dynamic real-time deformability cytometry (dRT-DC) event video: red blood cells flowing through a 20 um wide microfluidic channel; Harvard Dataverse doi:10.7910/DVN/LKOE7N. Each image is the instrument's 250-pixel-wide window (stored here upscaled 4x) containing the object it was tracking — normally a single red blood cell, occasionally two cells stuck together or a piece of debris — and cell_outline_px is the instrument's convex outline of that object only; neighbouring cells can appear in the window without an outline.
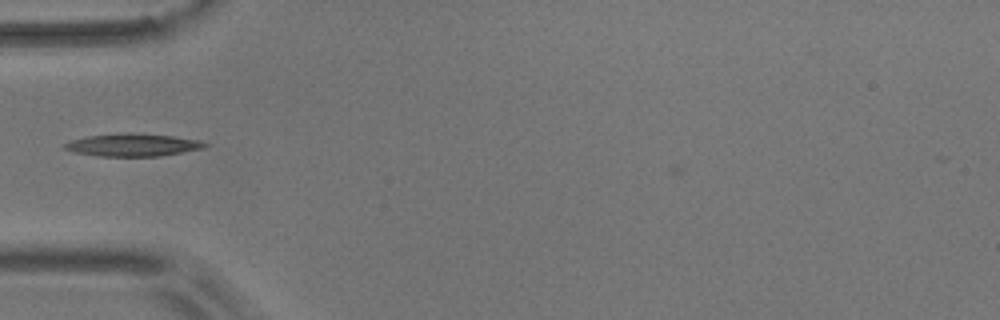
{"species": "common noctule bat (a hibernating species)", "species_latin": "Nyctalus noctula", "temperature_condition": "room temperature", "stored_images_in_passage": 39, "camera_frame_rate_fps": 3000, "um_per_image_px": 0.085, "animal": {"sex": "male", "body_mass_g": 17.9}, "frame": {"image": 1, "passage_image": 2, "time_ms": 0.333, "image_size_px": [1000, 320], "cell_outline_px": [[208, 144], [204, 148], [160, 156], [96, 156], [72, 152], [64, 148], [64, 144], [72, 140], [88, 136], [172, 136], [196, 140]], "centroid_in_image_um": [11.26, 12.38], "position_along_channel_um": 73.7, "area_um2": 17.11}}
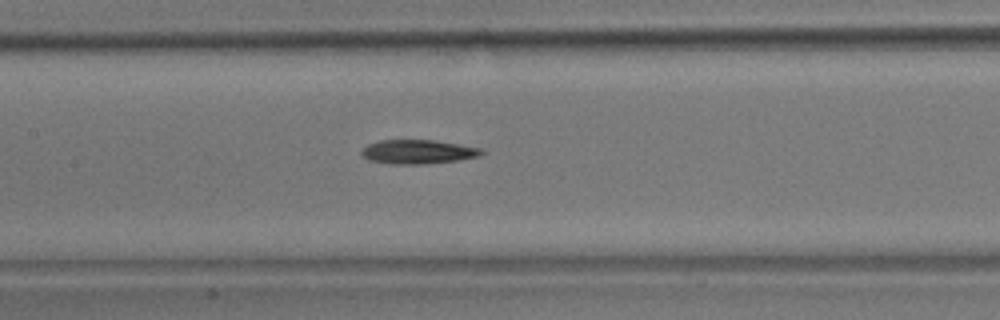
{"frame": {"image": 2, "passage_image": 10, "time_ms": 3.0, "image_size_px": [1000, 320], "cell_outline_px": [[484, 152], [480, 156], [456, 160], [420, 164], [388, 164], [368, 160], [360, 152], [368, 144], [380, 140], [432, 140], [480, 148]], "centroid_in_image_um": [35.47, 12.9], "position_along_channel_um": 171.9, "area_um2": 16.59}}
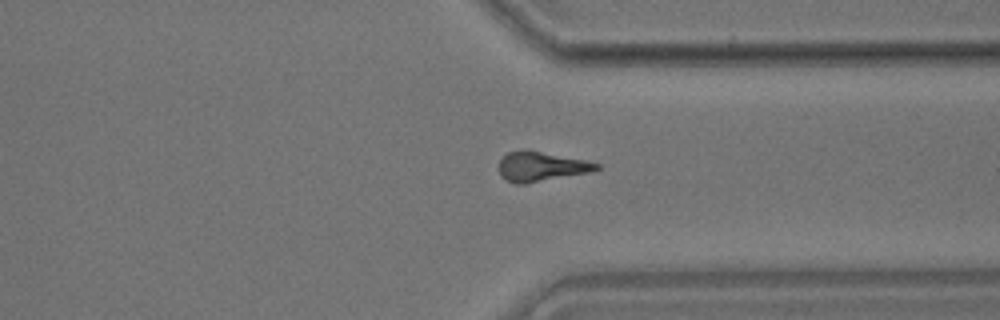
{"frame": {"image": 3, "passage_image": 26, "time_ms": 8.333, "image_size_px": [1000, 320], "cell_outline_px": [[600, 168], [588, 172], [524, 184], [516, 184], [504, 180], [500, 176], [500, 160], [508, 152], [540, 152], [584, 160], [600, 164]], "centroid_in_image_um": [45.97, 14.19], "position_along_channel_um": 365.4, "area_um2": 16.13}, "authors_computed_cell_mechanics": {"area_um2": 16.7042, "velocity_mm_per_s": 3.6386, "shape_relaxation_time_tau1_ms": 5.0288, "shape_relaxation_time_tau2_ms": null, "deformation_change_tau1": 0.1595, "deformation_change_tau2": null}}